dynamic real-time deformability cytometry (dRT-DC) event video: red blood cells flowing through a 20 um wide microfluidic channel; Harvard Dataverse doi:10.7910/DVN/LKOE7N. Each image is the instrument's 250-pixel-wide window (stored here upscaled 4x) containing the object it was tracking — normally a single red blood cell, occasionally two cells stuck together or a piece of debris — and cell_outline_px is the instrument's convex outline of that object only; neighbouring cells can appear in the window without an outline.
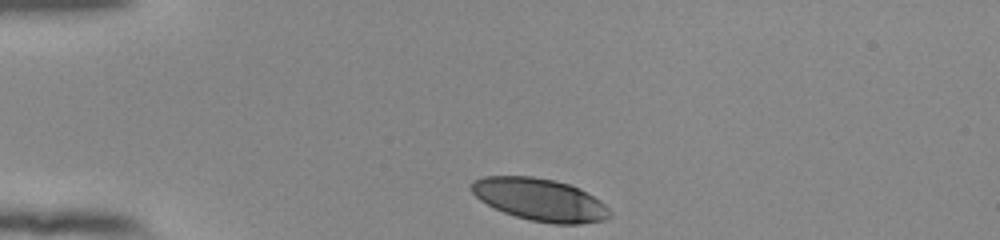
{"species": "human", "species_latin": "Homo sapiens", "temperature_condition": "room temperature", "stored_images_in_passage": 33, "camera_frame_rate_fps": 3000, "um_per_image_px": 0.085, "donor": {"sex": "female"}, "frame": {"image": 1, "passage_image": 1, "time_ms": 0.0, "image_size_px": [1000, 240], "cell_outline_px": [[612, 216], [604, 220], [580, 224], [552, 224], [528, 220], [504, 212], [480, 200], [468, 188], [468, 184], [472, 180], [484, 176], [532, 176], [552, 180], [568, 184], [580, 188], [600, 200], [612, 212]], "centroid_in_image_um": [45.88, 16.97], "position_along_channel_um": 39.1, "area_um2": 34.39}}
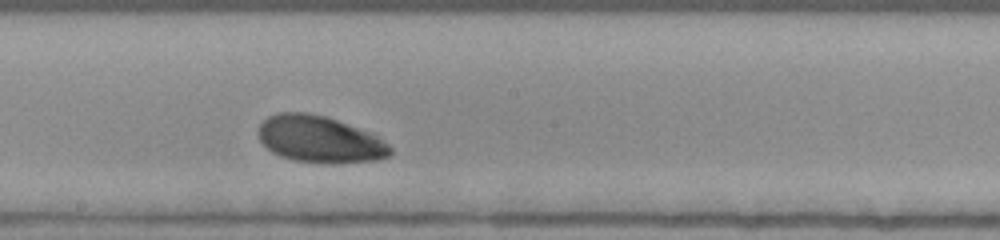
{"frame": {"image": 2, "passage_image": 19, "time_ms": 6.0, "image_size_px": [1000, 240], "cell_outline_px": [[392, 152], [388, 156], [376, 160], [332, 164], [324, 164], [292, 160], [280, 156], [272, 152], [260, 140], [260, 124], [268, 116], [276, 112], [308, 112], [324, 116], [336, 120], [368, 132], [388, 144], [392, 148]], "centroid_in_image_um": [27.16, 11.85], "position_along_channel_um": 221.0, "area_um2": 35.72}}
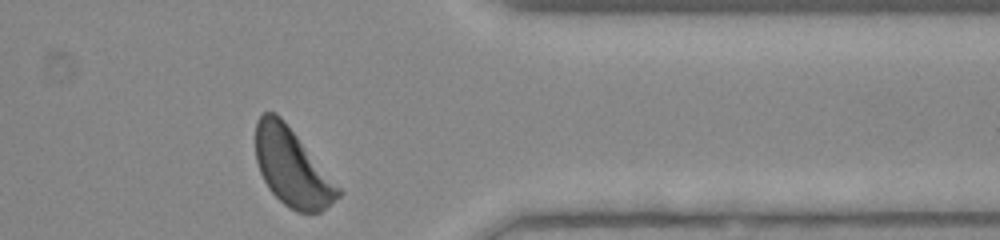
{"frame": {"image": 3, "passage_image": 33, "time_ms": 10.667, "image_size_px": [1000, 240], "cell_outline_px": [[344, 192], [340, 196], [320, 212], [296, 212], [284, 204], [268, 188], [260, 172], [256, 160], [256, 120], [264, 112], [276, 112], [284, 120]], "centroid_in_image_um": [24.82, 14.23], "position_along_channel_um": 386.6, "area_um2": 36.99}, "authors_computed_cell_mechanics": {"area_um2": 35.836, "velocity_mm_per_s": 3.7599, "shape_relaxation_time_tau1_ms": 0.8761, "shape_relaxation_time_tau2_ms": null, "deformation_change_tau1": 0.081, "deformation_change_tau2": null}}